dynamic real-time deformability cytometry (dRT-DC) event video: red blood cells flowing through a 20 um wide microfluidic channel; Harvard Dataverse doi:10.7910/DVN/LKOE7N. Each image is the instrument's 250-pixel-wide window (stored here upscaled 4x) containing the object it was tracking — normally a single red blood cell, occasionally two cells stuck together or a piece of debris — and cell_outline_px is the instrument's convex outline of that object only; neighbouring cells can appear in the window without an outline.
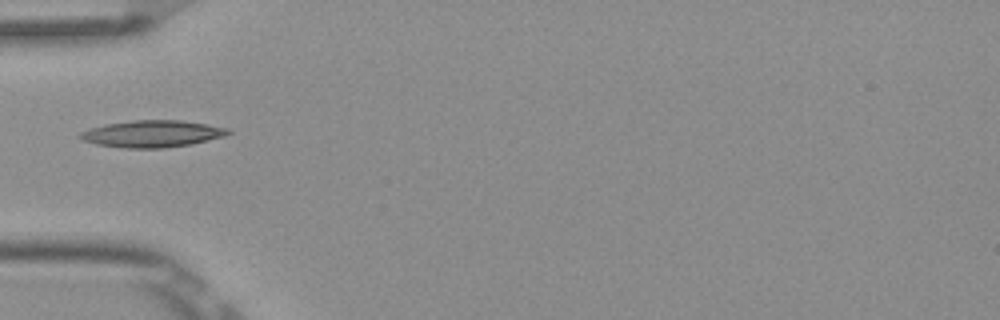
{"species": "Egyptian fruit bat (a non-hibernating species)", "species_latin": "Rousettus aegyptiacus", "temperature_condition": "room temperature", "stored_images_in_passage": 5, "camera_frame_rate_fps": 3000, "um_per_image_px": 0.085, "frame": {"image": 1, "passage_image": 5, "time_ms": 1.333, "image_size_px": [1000, 320], "cell_outline_px": [[232, 132], [224, 136], [192, 144], [164, 148], [124, 148], [96, 144], [84, 140], [76, 136], [80, 132], [88, 128], [104, 124], [132, 120], [180, 120], [208, 124], [228, 128]], "centroid_in_image_um": [12.92, 11.37], "position_along_channel_um": 72.1, "area_um2": 23.35}}